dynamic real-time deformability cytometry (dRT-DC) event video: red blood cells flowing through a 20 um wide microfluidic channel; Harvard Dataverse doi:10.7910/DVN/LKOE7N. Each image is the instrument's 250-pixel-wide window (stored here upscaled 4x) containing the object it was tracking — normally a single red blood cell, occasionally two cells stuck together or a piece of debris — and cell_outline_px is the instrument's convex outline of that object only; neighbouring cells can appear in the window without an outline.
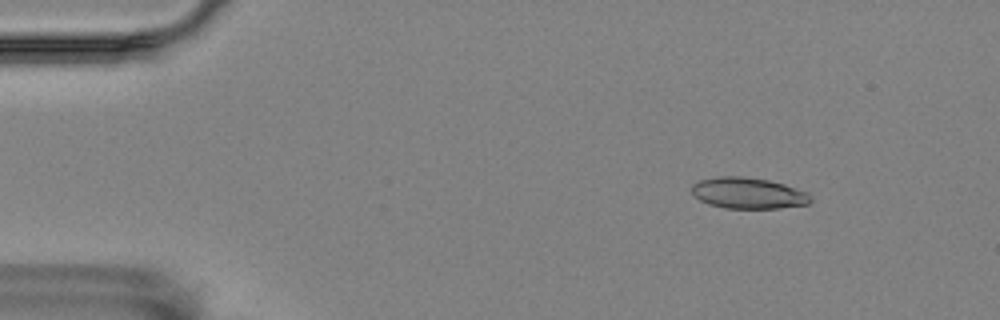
{"species": "Egyptian fruit bat (a non-hibernating species)", "species_latin": "Rousettus aegyptiacus", "temperature_condition": "room temperature", "stored_images_in_passage": 4, "camera_frame_rate_fps": 3000, "um_per_image_px": 0.085, "animal": {"sex": "female"}, "frame": {"image": 1, "passage_image": 2, "time_ms": 0.333, "image_size_px": [1000, 320], "cell_outline_px": [[812, 200], [808, 204], [780, 208], [724, 208], [708, 204], [700, 200], [692, 192], [692, 184], [700, 180], [716, 176], [744, 176], [768, 180], [784, 184], [808, 192], [812, 196]], "centroid_in_image_um": [63.61, 16.41], "position_along_channel_um": 21.4, "area_um2": 21.68}}